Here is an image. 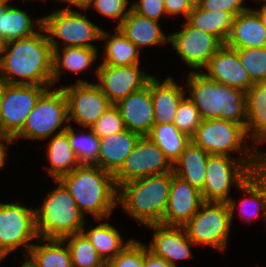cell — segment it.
Segmentation results:
<instances>
[{
  "mask_svg": "<svg viewBox=\"0 0 266 267\" xmlns=\"http://www.w3.org/2000/svg\"><path fill=\"white\" fill-rule=\"evenodd\" d=\"M44 32L42 27L29 37L5 43L0 55L1 80L8 84L53 85V50Z\"/></svg>",
  "mask_w": 266,
  "mask_h": 267,
  "instance_id": "6da1fadb",
  "label": "cell"
},
{
  "mask_svg": "<svg viewBox=\"0 0 266 267\" xmlns=\"http://www.w3.org/2000/svg\"><path fill=\"white\" fill-rule=\"evenodd\" d=\"M187 90L202 120L224 119L247 125L246 92L209 79L204 73L189 72Z\"/></svg>",
  "mask_w": 266,
  "mask_h": 267,
  "instance_id": "7a4b0ae2",
  "label": "cell"
},
{
  "mask_svg": "<svg viewBox=\"0 0 266 267\" xmlns=\"http://www.w3.org/2000/svg\"><path fill=\"white\" fill-rule=\"evenodd\" d=\"M84 213L96 220L107 218L116 207L118 189L114 175L96 165H80L59 179Z\"/></svg>",
  "mask_w": 266,
  "mask_h": 267,
  "instance_id": "3957f363",
  "label": "cell"
},
{
  "mask_svg": "<svg viewBox=\"0 0 266 267\" xmlns=\"http://www.w3.org/2000/svg\"><path fill=\"white\" fill-rule=\"evenodd\" d=\"M171 182L172 172L129 181L118 188L117 204L145 226L161 224Z\"/></svg>",
  "mask_w": 266,
  "mask_h": 267,
  "instance_id": "277c9868",
  "label": "cell"
},
{
  "mask_svg": "<svg viewBox=\"0 0 266 267\" xmlns=\"http://www.w3.org/2000/svg\"><path fill=\"white\" fill-rule=\"evenodd\" d=\"M54 181L57 188L47 194L40 209H35L36 231L41 239L62 240L82 232L86 219L66 186Z\"/></svg>",
  "mask_w": 266,
  "mask_h": 267,
  "instance_id": "5b68a950",
  "label": "cell"
},
{
  "mask_svg": "<svg viewBox=\"0 0 266 267\" xmlns=\"http://www.w3.org/2000/svg\"><path fill=\"white\" fill-rule=\"evenodd\" d=\"M210 155L206 165L204 187L201 190L205 202H226L230 200V189L239 187L253 172L257 156Z\"/></svg>",
  "mask_w": 266,
  "mask_h": 267,
  "instance_id": "8992f818",
  "label": "cell"
},
{
  "mask_svg": "<svg viewBox=\"0 0 266 267\" xmlns=\"http://www.w3.org/2000/svg\"><path fill=\"white\" fill-rule=\"evenodd\" d=\"M236 201L203 202L197 213L183 226L189 239L224 252L234 216Z\"/></svg>",
  "mask_w": 266,
  "mask_h": 267,
  "instance_id": "52a82bcc",
  "label": "cell"
},
{
  "mask_svg": "<svg viewBox=\"0 0 266 267\" xmlns=\"http://www.w3.org/2000/svg\"><path fill=\"white\" fill-rule=\"evenodd\" d=\"M42 23L52 48H59L56 37L65 41L62 43L64 47L84 48H96L91 41L101 39L102 29L88 20L84 14L70 8H61L44 16Z\"/></svg>",
  "mask_w": 266,
  "mask_h": 267,
  "instance_id": "ba28073f",
  "label": "cell"
},
{
  "mask_svg": "<svg viewBox=\"0 0 266 267\" xmlns=\"http://www.w3.org/2000/svg\"><path fill=\"white\" fill-rule=\"evenodd\" d=\"M66 121V122H65ZM68 121V100L64 90L48 88L37 100V103L29 116L22 130L12 139H47L53 132Z\"/></svg>",
  "mask_w": 266,
  "mask_h": 267,
  "instance_id": "9c48e42d",
  "label": "cell"
},
{
  "mask_svg": "<svg viewBox=\"0 0 266 267\" xmlns=\"http://www.w3.org/2000/svg\"><path fill=\"white\" fill-rule=\"evenodd\" d=\"M246 136V130L242 125L219 118L202 120L191 141L210 155L229 156V151H242L244 156H257L258 151L254 150L257 147H252L253 151L250 152L247 144L244 146Z\"/></svg>",
  "mask_w": 266,
  "mask_h": 267,
  "instance_id": "30bf717a",
  "label": "cell"
},
{
  "mask_svg": "<svg viewBox=\"0 0 266 267\" xmlns=\"http://www.w3.org/2000/svg\"><path fill=\"white\" fill-rule=\"evenodd\" d=\"M39 238L36 231L35 209L17 203H0V253L5 257L14 250L25 246L24 258Z\"/></svg>",
  "mask_w": 266,
  "mask_h": 267,
  "instance_id": "8fae6325",
  "label": "cell"
},
{
  "mask_svg": "<svg viewBox=\"0 0 266 267\" xmlns=\"http://www.w3.org/2000/svg\"><path fill=\"white\" fill-rule=\"evenodd\" d=\"M173 172V165L163 151L148 137L140 136L124 164L114 174L117 189L136 179Z\"/></svg>",
  "mask_w": 266,
  "mask_h": 267,
  "instance_id": "7c38bea8",
  "label": "cell"
},
{
  "mask_svg": "<svg viewBox=\"0 0 266 267\" xmlns=\"http://www.w3.org/2000/svg\"><path fill=\"white\" fill-rule=\"evenodd\" d=\"M50 87L6 83L1 108V136L13 139L22 130L37 100Z\"/></svg>",
  "mask_w": 266,
  "mask_h": 267,
  "instance_id": "4fadbf2b",
  "label": "cell"
},
{
  "mask_svg": "<svg viewBox=\"0 0 266 267\" xmlns=\"http://www.w3.org/2000/svg\"><path fill=\"white\" fill-rule=\"evenodd\" d=\"M68 100V121L91 128L113 105L97 84L78 79L72 86H61Z\"/></svg>",
  "mask_w": 266,
  "mask_h": 267,
  "instance_id": "5bb4252c",
  "label": "cell"
},
{
  "mask_svg": "<svg viewBox=\"0 0 266 267\" xmlns=\"http://www.w3.org/2000/svg\"><path fill=\"white\" fill-rule=\"evenodd\" d=\"M169 42L182 60L194 70L205 68L210 59L224 46L216 36L190 26L169 35Z\"/></svg>",
  "mask_w": 266,
  "mask_h": 267,
  "instance_id": "9a60e30c",
  "label": "cell"
},
{
  "mask_svg": "<svg viewBox=\"0 0 266 267\" xmlns=\"http://www.w3.org/2000/svg\"><path fill=\"white\" fill-rule=\"evenodd\" d=\"M95 72L99 80L97 86L113 105L145 87L152 77L142 71L139 65L109 66L100 64Z\"/></svg>",
  "mask_w": 266,
  "mask_h": 267,
  "instance_id": "2e32d148",
  "label": "cell"
},
{
  "mask_svg": "<svg viewBox=\"0 0 266 267\" xmlns=\"http://www.w3.org/2000/svg\"><path fill=\"white\" fill-rule=\"evenodd\" d=\"M201 191L172 172L169 200L161 225L183 227L203 203Z\"/></svg>",
  "mask_w": 266,
  "mask_h": 267,
  "instance_id": "e0dca14e",
  "label": "cell"
},
{
  "mask_svg": "<svg viewBox=\"0 0 266 267\" xmlns=\"http://www.w3.org/2000/svg\"><path fill=\"white\" fill-rule=\"evenodd\" d=\"M115 106L126 129L140 136H147L154 125L150 79L145 87L121 99Z\"/></svg>",
  "mask_w": 266,
  "mask_h": 267,
  "instance_id": "ac0fdd59",
  "label": "cell"
},
{
  "mask_svg": "<svg viewBox=\"0 0 266 267\" xmlns=\"http://www.w3.org/2000/svg\"><path fill=\"white\" fill-rule=\"evenodd\" d=\"M154 230V237L148 251L154 256L165 259L170 265L177 267L175 261L193 257L190 244H194L183 227L150 225Z\"/></svg>",
  "mask_w": 266,
  "mask_h": 267,
  "instance_id": "d6986e66",
  "label": "cell"
},
{
  "mask_svg": "<svg viewBox=\"0 0 266 267\" xmlns=\"http://www.w3.org/2000/svg\"><path fill=\"white\" fill-rule=\"evenodd\" d=\"M204 73L209 79L245 92L254 84L237 55V52L223 46L209 61Z\"/></svg>",
  "mask_w": 266,
  "mask_h": 267,
  "instance_id": "ffe728a7",
  "label": "cell"
},
{
  "mask_svg": "<svg viewBox=\"0 0 266 267\" xmlns=\"http://www.w3.org/2000/svg\"><path fill=\"white\" fill-rule=\"evenodd\" d=\"M224 45L232 49L266 47V27L253 9L233 18Z\"/></svg>",
  "mask_w": 266,
  "mask_h": 267,
  "instance_id": "44dd1931",
  "label": "cell"
},
{
  "mask_svg": "<svg viewBox=\"0 0 266 267\" xmlns=\"http://www.w3.org/2000/svg\"><path fill=\"white\" fill-rule=\"evenodd\" d=\"M150 92L154 109V124L174 123L180 101L186 91L172 77L159 81L150 78Z\"/></svg>",
  "mask_w": 266,
  "mask_h": 267,
  "instance_id": "7402d4cb",
  "label": "cell"
},
{
  "mask_svg": "<svg viewBox=\"0 0 266 267\" xmlns=\"http://www.w3.org/2000/svg\"><path fill=\"white\" fill-rule=\"evenodd\" d=\"M139 138V134L128 129L100 138L98 166L114 175L124 164Z\"/></svg>",
  "mask_w": 266,
  "mask_h": 267,
  "instance_id": "603a6c76",
  "label": "cell"
},
{
  "mask_svg": "<svg viewBox=\"0 0 266 267\" xmlns=\"http://www.w3.org/2000/svg\"><path fill=\"white\" fill-rule=\"evenodd\" d=\"M117 28L139 50L142 46H154L169 42V35L165 36L158 21L139 15L131 8Z\"/></svg>",
  "mask_w": 266,
  "mask_h": 267,
  "instance_id": "cb8c5ba5",
  "label": "cell"
},
{
  "mask_svg": "<svg viewBox=\"0 0 266 267\" xmlns=\"http://www.w3.org/2000/svg\"><path fill=\"white\" fill-rule=\"evenodd\" d=\"M246 135L255 144L266 141V82L254 83L246 92Z\"/></svg>",
  "mask_w": 266,
  "mask_h": 267,
  "instance_id": "d4e9b609",
  "label": "cell"
},
{
  "mask_svg": "<svg viewBox=\"0 0 266 267\" xmlns=\"http://www.w3.org/2000/svg\"><path fill=\"white\" fill-rule=\"evenodd\" d=\"M209 156L205 150L190 141L174 163L173 173L201 191L205 183Z\"/></svg>",
  "mask_w": 266,
  "mask_h": 267,
  "instance_id": "484cf974",
  "label": "cell"
},
{
  "mask_svg": "<svg viewBox=\"0 0 266 267\" xmlns=\"http://www.w3.org/2000/svg\"><path fill=\"white\" fill-rule=\"evenodd\" d=\"M33 19L9 3L0 4V36L5 43L29 37L37 33L34 29L43 27L42 18Z\"/></svg>",
  "mask_w": 266,
  "mask_h": 267,
  "instance_id": "4316f807",
  "label": "cell"
},
{
  "mask_svg": "<svg viewBox=\"0 0 266 267\" xmlns=\"http://www.w3.org/2000/svg\"><path fill=\"white\" fill-rule=\"evenodd\" d=\"M46 149L51 164L47 171L54 180H59L81 165L69 142L68 124L52 137Z\"/></svg>",
  "mask_w": 266,
  "mask_h": 267,
  "instance_id": "83f0119b",
  "label": "cell"
},
{
  "mask_svg": "<svg viewBox=\"0 0 266 267\" xmlns=\"http://www.w3.org/2000/svg\"><path fill=\"white\" fill-rule=\"evenodd\" d=\"M46 244H33L24 264L27 267H73L71 254L60 239H40ZM63 245V246H62Z\"/></svg>",
  "mask_w": 266,
  "mask_h": 267,
  "instance_id": "f1b7e54d",
  "label": "cell"
},
{
  "mask_svg": "<svg viewBox=\"0 0 266 267\" xmlns=\"http://www.w3.org/2000/svg\"><path fill=\"white\" fill-rule=\"evenodd\" d=\"M115 30L114 35L102 30L100 40H106L102 64L109 66L139 65L140 50L118 28Z\"/></svg>",
  "mask_w": 266,
  "mask_h": 267,
  "instance_id": "f546056e",
  "label": "cell"
},
{
  "mask_svg": "<svg viewBox=\"0 0 266 267\" xmlns=\"http://www.w3.org/2000/svg\"><path fill=\"white\" fill-rule=\"evenodd\" d=\"M52 84L59 80L61 69L71 72L84 71L97 59V48L63 47L62 56L59 48H52ZM63 67V68H62Z\"/></svg>",
  "mask_w": 266,
  "mask_h": 267,
  "instance_id": "4dcf8cb0",
  "label": "cell"
},
{
  "mask_svg": "<svg viewBox=\"0 0 266 267\" xmlns=\"http://www.w3.org/2000/svg\"><path fill=\"white\" fill-rule=\"evenodd\" d=\"M233 18L234 16L228 11H206L197 7L189 12L186 22L196 29L218 37L225 43Z\"/></svg>",
  "mask_w": 266,
  "mask_h": 267,
  "instance_id": "1f68e13d",
  "label": "cell"
},
{
  "mask_svg": "<svg viewBox=\"0 0 266 267\" xmlns=\"http://www.w3.org/2000/svg\"><path fill=\"white\" fill-rule=\"evenodd\" d=\"M147 136L163 151L172 165L191 141V138L180 132L173 123L154 124Z\"/></svg>",
  "mask_w": 266,
  "mask_h": 267,
  "instance_id": "d6a6232c",
  "label": "cell"
},
{
  "mask_svg": "<svg viewBox=\"0 0 266 267\" xmlns=\"http://www.w3.org/2000/svg\"><path fill=\"white\" fill-rule=\"evenodd\" d=\"M82 232L105 262L117 256L132 240L124 242L119 231L109 223H101L87 232L83 229Z\"/></svg>",
  "mask_w": 266,
  "mask_h": 267,
  "instance_id": "836d02e7",
  "label": "cell"
},
{
  "mask_svg": "<svg viewBox=\"0 0 266 267\" xmlns=\"http://www.w3.org/2000/svg\"><path fill=\"white\" fill-rule=\"evenodd\" d=\"M62 240L67 242L73 267H106V262L83 232L67 236Z\"/></svg>",
  "mask_w": 266,
  "mask_h": 267,
  "instance_id": "e575fe53",
  "label": "cell"
},
{
  "mask_svg": "<svg viewBox=\"0 0 266 267\" xmlns=\"http://www.w3.org/2000/svg\"><path fill=\"white\" fill-rule=\"evenodd\" d=\"M243 193L249 194V197L241 199L240 212L241 218L248 221L253 219L262 210L264 221L266 220V185L253 172L239 187ZM253 204V209L247 210V205ZM245 208H244V207ZM255 210V211H253Z\"/></svg>",
  "mask_w": 266,
  "mask_h": 267,
  "instance_id": "d590c367",
  "label": "cell"
},
{
  "mask_svg": "<svg viewBox=\"0 0 266 267\" xmlns=\"http://www.w3.org/2000/svg\"><path fill=\"white\" fill-rule=\"evenodd\" d=\"M88 129V133L77 136L72 126L68 124L69 142L81 165L98 166L100 138L90 128Z\"/></svg>",
  "mask_w": 266,
  "mask_h": 267,
  "instance_id": "8d00e7d4",
  "label": "cell"
},
{
  "mask_svg": "<svg viewBox=\"0 0 266 267\" xmlns=\"http://www.w3.org/2000/svg\"><path fill=\"white\" fill-rule=\"evenodd\" d=\"M253 83L266 82V47L234 49Z\"/></svg>",
  "mask_w": 266,
  "mask_h": 267,
  "instance_id": "74e56055",
  "label": "cell"
},
{
  "mask_svg": "<svg viewBox=\"0 0 266 267\" xmlns=\"http://www.w3.org/2000/svg\"><path fill=\"white\" fill-rule=\"evenodd\" d=\"M202 118L199 110L193 102L187 98H183L178 106L174 125L180 132L185 133L188 137H192L197 127L201 124Z\"/></svg>",
  "mask_w": 266,
  "mask_h": 267,
  "instance_id": "f35d334b",
  "label": "cell"
},
{
  "mask_svg": "<svg viewBox=\"0 0 266 267\" xmlns=\"http://www.w3.org/2000/svg\"><path fill=\"white\" fill-rule=\"evenodd\" d=\"M147 250L144 244L132 239L117 256L106 262V267H143Z\"/></svg>",
  "mask_w": 266,
  "mask_h": 267,
  "instance_id": "ab89813d",
  "label": "cell"
},
{
  "mask_svg": "<svg viewBox=\"0 0 266 267\" xmlns=\"http://www.w3.org/2000/svg\"><path fill=\"white\" fill-rule=\"evenodd\" d=\"M99 138L125 130L124 122L115 105H112L90 128Z\"/></svg>",
  "mask_w": 266,
  "mask_h": 267,
  "instance_id": "60d3db41",
  "label": "cell"
},
{
  "mask_svg": "<svg viewBox=\"0 0 266 267\" xmlns=\"http://www.w3.org/2000/svg\"><path fill=\"white\" fill-rule=\"evenodd\" d=\"M127 5L128 0H89V3L84 10L93 6L94 9L106 17L115 20L120 19L116 26L117 28L130 11V8H128V10L126 9Z\"/></svg>",
  "mask_w": 266,
  "mask_h": 267,
  "instance_id": "b9f144b4",
  "label": "cell"
},
{
  "mask_svg": "<svg viewBox=\"0 0 266 267\" xmlns=\"http://www.w3.org/2000/svg\"><path fill=\"white\" fill-rule=\"evenodd\" d=\"M130 8L137 14L158 22L161 16L167 15L164 0H139Z\"/></svg>",
  "mask_w": 266,
  "mask_h": 267,
  "instance_id": "7bdbcfd3",
  "label": "cell"
},
{
  "mask_svg": "<svg viewBox=\"0 0 266 267\" xmlns=\"http://www.w3.org/2000/svg\"><path fill=\"white\" fill-rule=\"evenodd\" d=\"M243 1L244 0H202L199 7L206 11H228L235 17L239 13L250 9L247 8V6H243Z\"/></svg>",
  "mask_w": 266,
  "mask_h": 267,
  "instance_id": "ee69618b",
  "label": "cell"
},
{
  "mask_svg": "<svg viewBox=\"0 0 266 267\" xmlns=\"http://www.w3.org/2000/svg\"><path fill=\"white\" fill-rule=\"evenodd\" d=\"M165 11L169 16H175L178 14H182L187 18L189 12L192 8L189 6L186 0H164Z\"/></svg>",
  "mask_w": 266,
  "mask_h": 267,
  "instance_id": "f6af8a7d",
  "label": "cell"
},
{
  "mask_svg": "<svg viewBox=\"0 0 266 267\" xmlns=\"http://www.w3.org/2000/svg\"><path fill=\"white\" fill-rule=\"evenodd\" d=\"M143 267H174L170 265L165 259L154 256L148 250L144 254V266Z\"/></svg>",
  "mask_w": 266,
  "mask_h": 267,
  "instance_id": "bcb514c9",
  "label": "cell"
},
{
  "mask_svg": "<svg viewBox=\"0 0 266 267\" xmlns=\"http://www.w3.org/2000/svg\"><path fill=\"white\" fill-rule=\"evenodd\" d=\"M254 172L266 185V154L262 152L260 153L257 152V159Z\"/></svg>",
  "mask_w": 266,
  "mask_h": 267,
  "instance_id": "7dc6e473",
  "label": "cell"
},
{
  "mask_svg": "<svg viewBox=\"0 0 266 267\" xmlns=\"http://www.w3.org/2000/svg\"><path fill=\"white\" fill-rule=\"evenodd\" d=\"M0 140L5 141L7 146H9L13 142L12 138H9L6 136H1V135H0ZM7 146H5L4 143H2L0 141V169L2 168V166H4V163H6L5 158H6V152L7 151H6L5 147H7Z\"/></svg>",
  "mask_w": 266,
  "mask_h": 267,
  "instance_id": "c3c4849f",
  "label": "cell"
},
{
  "mask_svg": "<svg viewBox=\"0 0 266 267\" xmlns=\"http://www.w3.org/2000/svg\"><path fill=\"white\" fill-rule=\"evenodd\" d=\"M61 2H67L68 6L65 8H70V5H75L79 7L80 9H86V6L89 3V0H59Z\"/></svg>",
  "mask_w": 266,
  "mask_h": 267,
  "instance_id": "681fc988",
  "label": "cell"
},
{
  "mask_svg": "<svg viewBox=\"0 0 266 267\" xmlns=\"http://www.w3.org/2000/svg\"><path fill=\"white\" fill-rule=\"evenodd\" d=\"M6 82L0 79V135H1V108L5 93Z\"/></svg>",
  "mask_w": 266,
  "mask_h": 267,
  "instance_id": "f907efd6",
  "label": "cell"
},
{
  "mask_svg": "<svg viewBox=\"0 0 266 267\" xmlns=\"http://www.w3.org/2000/svg\"><path fill=\"white\" fill-rule=\"evenodd\" d=\"M254 11L258 14L263 25L266 27V5L264 4L261 9H254Z\"/></svg>",
  "mask_w": 266,
  "mask_h": 267,
  "instance_id": "816d5d0a",
  "label": "cell"
},
{
  "mask_svg": "<svg viewBox=\"0 0 266 267\" xmlns=\"http://www.w3.org/2000/svg\"><path fill=\"white\" fill-rule=\"evenodd\" d=\"M189 4V6L193 9V8H197L201 5L202 0H186Z\"/></svg>",
  "mask_w": 266,
  "mask_h": 267,
  "instance_id": "f5cc1de1",
  "label": "cell"
},
{
  "mask_svg": "<svg viewBox=\"0 0 266 267\" xmlns=\"http://www.w3.org/2000/svg\"><path fill=\"white\" fill-rule=\"evenodd\" d=\"M4 46H5V42L2 39V37L0 36V53H1L2 49L4 48Z\"/></svg>",
  "mask_w": 266,
  "mask_h": 267,
  "instance_id": "db71d44e",
  "label": "cell"
},
{
  "mask_svg": "<svg viewBox=\"0 0 266 267\" xmlns=\"http://www.w3.org/2000/svg\"><path fill=\"white\" fill-rule=\"evenodd\" d=\"M4 258H5V256H4L3 254L0 253V262H1V260L4 259Z\"/></svg>",
  "mask_w": 266,
  "mask_h": 267,
  "instance_id": "11a10c76",
  "label": "cell"
},
{
  "mask_svg": "<svg viewBox=\"0 0 266 267\" xmlns=\"http://www.w3.org/2000/svg\"><path fill=\"white\" fill-rule=\"evenodd\" d=\"M2 2H3V3H8V2H9V0H2Z\"/></svg>",
  "mask_w": 266,
  "mask_h": 267,
  "instance_id": "9f6ffc18",
  "label": "cell"
},
{
  "mask_svg": "<svg viewBox=\"0 0 266 267\" xmlns=\"http://www.w3.org/2000/svg\"><path fill=\"white\" fill-rule=\"evenodd\" d=\"M260 2L262 1V2H265L264 4L266 5V0H259Z\"/></svg>",
  "mask_w": 266,
  "mask_h": 267,
  "instance_id": "6f0895ef",
  "label": "cell"
},
{
  "mask_svg": "<svg viewBox=\"0 0 266 267\" xmlns=\"http://www.w3.org/2000/svg\"><path fill=\"white\" fill-rule=\"evenodd\" d=\"M20 267H27L24 263Z\"/></svg>",
  "mask_w": 266,
  "mask_h": 267,
  "instance_id": "680465c9",
  "label": "cell"
}]
</instances>
